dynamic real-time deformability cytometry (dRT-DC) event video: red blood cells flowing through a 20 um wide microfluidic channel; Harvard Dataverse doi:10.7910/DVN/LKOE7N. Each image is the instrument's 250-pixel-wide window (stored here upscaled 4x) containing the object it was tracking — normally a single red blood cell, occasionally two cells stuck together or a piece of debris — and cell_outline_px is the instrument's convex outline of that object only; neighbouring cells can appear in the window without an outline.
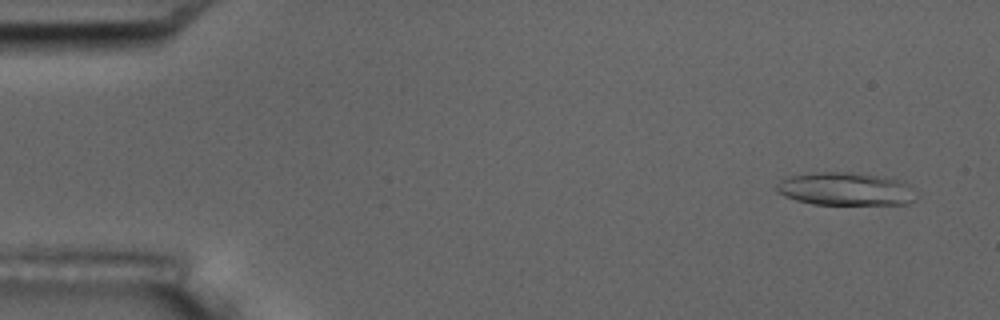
{"species": "common noctule bat (a hibernating species)", "species_latin": "Nyctalus noctula", "temperature_condition": "room temperature", "stored_images_in_passage": 5, "camera_frame_rate_fps": 3000, "um_per_image_px": 0.085, "animal": {"sex": "male", "body_mass_g": 17.5, "forearm_length_mm": 52.3}, "frame": {"image": 1, "passage_image": 1, "time_ms": 0.0, "image_size_px": [1000, 320], "cell_outline_px": [[916, 200], [908, 204], [812, 204], [796, 200], [784, 196], [776, 188], [776, 184], [780, 180], [788, 176], [816, 172], [852, 172], [904, 180], [912, 184]], "centroid_in_image_um": [71.92, 16.06], "position_along_channel_um": 13.1, "area_um2": 27.11}}
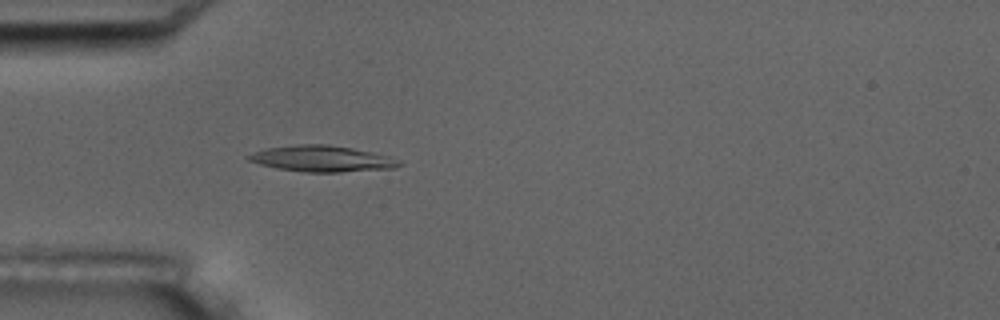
{"frame": {"image": 2, "passage_image": 5, "time_ms": 4.333, "image_size_px": [1000, 320], "cell_outline_px": [[404, 164], [396, 168], [340, 172], [304, 172], [276, 168], [260, 164], [248, 160], [244, 156], [268, 148], [296, 144], [328, 144], [352, 148], [372, 152], [388, 156], [400, 160]], "centroid_in_image_um": [27.4, 13.49], "position_along_channel_um": 57.6, "area_um2": 22.95}}